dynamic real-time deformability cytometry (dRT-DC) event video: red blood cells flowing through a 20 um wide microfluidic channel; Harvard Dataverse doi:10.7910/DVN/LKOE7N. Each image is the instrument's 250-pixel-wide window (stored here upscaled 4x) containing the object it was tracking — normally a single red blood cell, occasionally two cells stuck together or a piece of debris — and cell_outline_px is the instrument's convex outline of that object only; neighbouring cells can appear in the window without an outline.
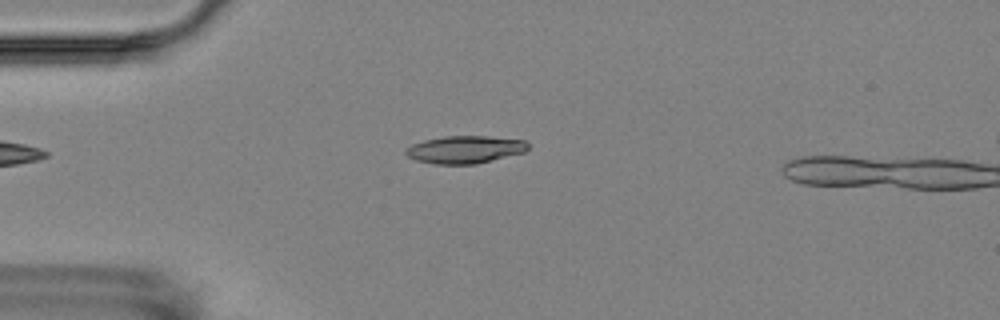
{"species": "Egyptian fruit bat (a non-hibernating species)", "species_latin": "Rousettus aegyptiacus", "temperature_condition": "room temperature", "stored_images_in_passage": 3, "camera_frame_rate_fps": 3000, "um_per_image_px": 0.085, "animal": {"sex": "female"}, "frame": {"image": 1, "passage_image": 3, "time_ms": 2.333, "image_size_px": [1000, 320], "cell_outline_px": [[528, 148], [524, 152], [476, 164], [432, 164], [416, 160], [408, 156], [404, 152], [404, 148], [412, 144], [424, 140], [444, 136], [488, 136], [524, 140], [528, 144]], "centroid_in_image_um": [39.48, 12.71], "position_along_channel_um": 45.5, "area_um2": 19.65}}